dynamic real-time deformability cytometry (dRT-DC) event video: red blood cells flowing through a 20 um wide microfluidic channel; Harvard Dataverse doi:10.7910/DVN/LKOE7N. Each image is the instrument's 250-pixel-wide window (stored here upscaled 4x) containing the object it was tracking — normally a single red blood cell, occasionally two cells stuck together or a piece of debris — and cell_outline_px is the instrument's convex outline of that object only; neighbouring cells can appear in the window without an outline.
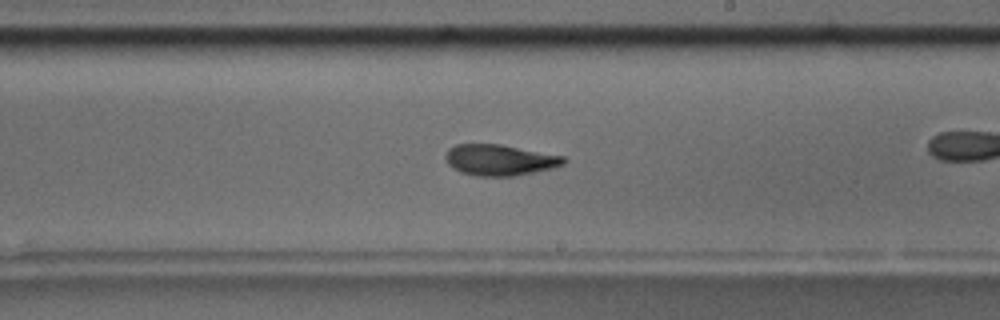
{"species": "common noctule bat (a hibernating species)", "species_latin": "Nyctalus noctula", "temperature_condition": "room temperature", "stored_images_in_passage": 57, "camera_frame_rate_fps": 3000, "um_per_image_px": 0.085, "animal": {"sex": "male", "body_mass_g": 17.5, "forearm_length_mm": 52.3}, "frame": {"image": 1, "passage_image": 33, "time_ms": 10.667, "image_size_px": [1000, 320], "cell_outline_px": [[568, 160], [564, 164], [552, 168], [516, 176], [480, 176], [460, 172], [452, 168], [448, 164], [444, 156], [448, 148], [456, 144], [500, 144], [564, 156]], "centroid_in_image_um": [42.46, 13.6], "position_along_channel_um": 246.5, "area_um2": 21.44}, "authors_computed_cell_mechanics": {"area_um2": 20.9814, "velocity_mm_per_s": 3.6603, "shape_relaxation_time_tau1_ms": 3.3621, "shape_relaxation_time_tau2_ms": 2.7518, "deformation_change_tau1": 0.1497, "deformation_change_tau2": 0.1036}}